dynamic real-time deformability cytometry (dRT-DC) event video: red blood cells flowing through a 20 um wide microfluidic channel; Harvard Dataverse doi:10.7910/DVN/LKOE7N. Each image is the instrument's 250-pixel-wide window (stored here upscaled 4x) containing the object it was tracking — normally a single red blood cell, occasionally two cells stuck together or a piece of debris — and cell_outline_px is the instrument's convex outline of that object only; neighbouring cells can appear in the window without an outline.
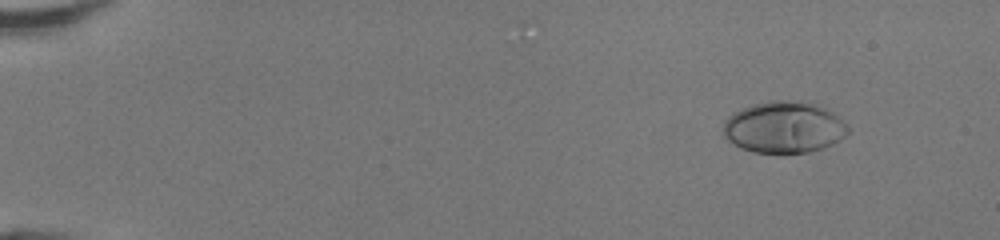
{"species": "human", "species_latin": "Homo sapiens", "temperature_condition": "room temperature", "stored_images_in_passage": 44, "camera_frame_rate_fps": 3000, "um_per_image_px": 0.085, "donor": {"sex": "female"}, "frame": {"image": 1, "passage_image": 1, "time_ms": 0.0, "image_size_px": [1000, 240], "cell_outline_px": [[848, 132], [840, 140], [832, 144], [808, 152], [784, 156], [780, 156], [752, 152], [740, 148], [720, 136], [720, 128], [724, 120], [728, 116], [740, 108], [752, 104], [772, 100], [784, 100], [816, 104], [824, 108], [848, 124]], "centroid_in_image_um": [66.53, 10.87], "position_along_channel_um": 18.5, "area_um2": 38.49}}
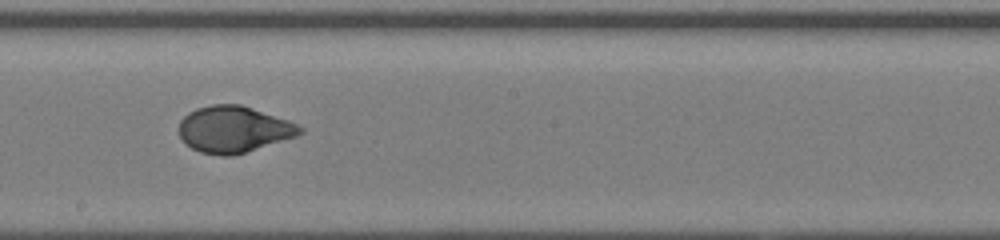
{"frame": {"image": 2, "passage_image": 25, "time_ms": 8.0, "image_size_px": [1000, 240], "cell_outline_px": [[304, 132], [296, 136], [232, 156], [220, 156], [200, 152], [184, 144], [180, 136], [180, 120], [188, 112], [196, 108], [212, 104], [240, 104], [288, 120], [304, 128]], "centroid_in_image_um": [19.84, 10.99], "position_along_channel_um": 228.4, "area_um2": 32.66}}
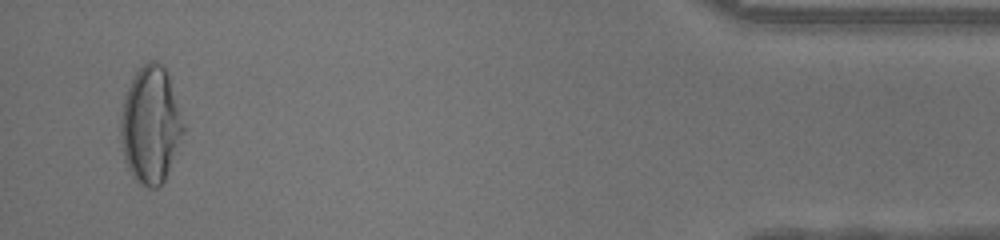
{"frame": {"image": 3, "passage_image": 43, "time_ms": 14.0, "image_size_px": [1000, 240], "cell_outline_px": [[184, 132], [164, 180], [156, 188], [148, 188], [132, 176], [128, 168], [124, 156], [120, 140], [120, 120], [124, 100], [128, 88], [136, 72], [148, 60], [156, 60], [164, 68], [168, 76], [184, 124]], "centroid_in_image_um": [12.78, 10.63], "position_along_channel_um": 422.4, "area_um2": 41.96}, "authors_computed_cell_mechanics": {"area_um2": 33.3506, "velocity_mm_per_s": 4.3206, "shape_relaxation_time_tau1_ms": 4.6676, "shape_relaxation_time_tau2_ms": null, "deformation_change_tau1": 0.2429, "deformation_change_tau2": null}}